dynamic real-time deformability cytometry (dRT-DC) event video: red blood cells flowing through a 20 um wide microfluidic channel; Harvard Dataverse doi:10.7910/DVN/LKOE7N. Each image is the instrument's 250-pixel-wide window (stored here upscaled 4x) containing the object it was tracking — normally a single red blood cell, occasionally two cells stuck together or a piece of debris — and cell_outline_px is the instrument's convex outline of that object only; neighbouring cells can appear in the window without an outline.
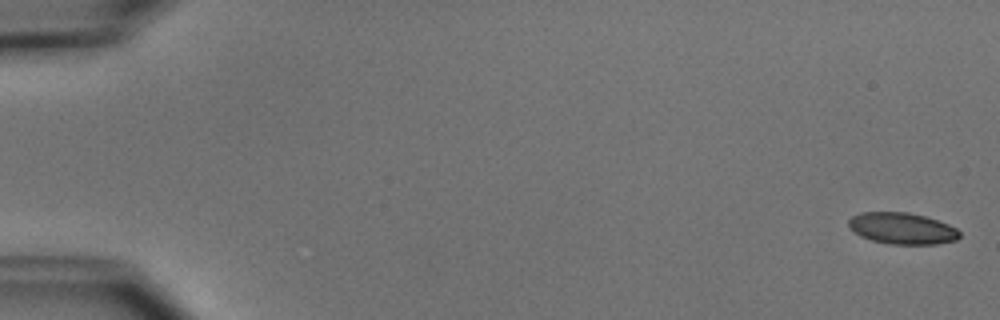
{"species": "common noctule bat (a hibernating species)", "species_latin": "Nyctalus noctula", "temperature_condition": "cold", "stored_images_in_passage": 4, "camera_frame_rate_fps": 3000, "um_per_image_px": 0.085, "animal": {"sex": "male", "body_mass_g": 15.6}, "frame": {"image": 1, "passage_image": 1, "time_ms": 0.0, "image_size_px": [1000, 320], "cell_outline_px": [[960, 236], [956, 240], [936, 244], [888, 244], [872, 240], [860, 236], [848, 228], [848, 220], [852, 216], [860, 212], [908, 212], [924, 216], [948, 224], [956, 228], [960, 232]], "centroid_in_image_um": [76.65, 19.41], "position_along_channel_um": 8.4, "area_um2": 20.4}}
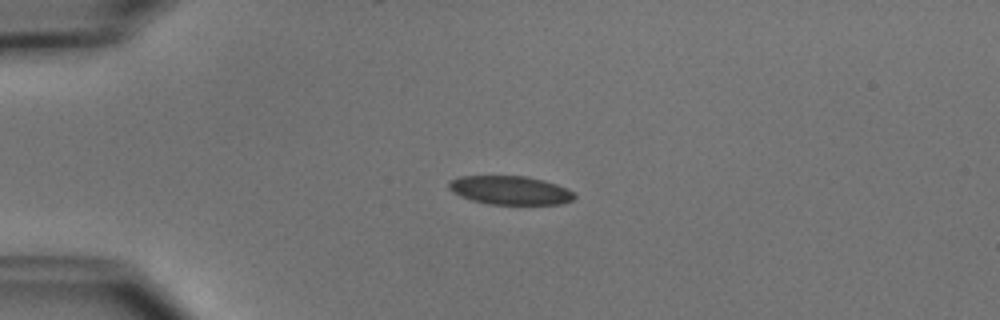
{"frame": {"image": 2, "passage_image": 4, "time_ms": 4.0, "image_size_px": [1000, 320], "cell_outline_px": [[576, 196], [572, 200], [560, 204], [488, 204], [472, 200], [460, 196], [452, 192], [448, 188], [448, 184], [452, 180], [460, 176], [524, 176], [544, 180], [568, 188]], "centroid_in_image_um": [43.36, 16.17], "position_along_channel_um": 41.6, "area_um2": 20.92}}